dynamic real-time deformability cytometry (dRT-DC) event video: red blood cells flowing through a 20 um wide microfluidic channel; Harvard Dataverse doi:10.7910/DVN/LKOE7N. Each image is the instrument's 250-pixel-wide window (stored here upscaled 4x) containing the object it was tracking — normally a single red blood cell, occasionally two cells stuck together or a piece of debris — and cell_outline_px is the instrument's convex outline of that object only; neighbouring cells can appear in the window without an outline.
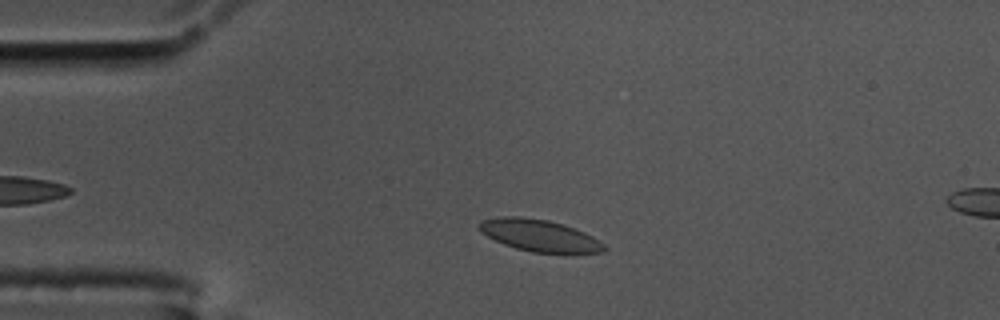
{"species": "common noctule bat (a hibernating species)", "species_latin": "Nyctalus noctula", "temperature_condition": "cold", "stored_images_in_passage": 48, "camera_frame_rate_fps": 3000, "um_per_image_px": 0.085, "animal": {"sex": "male", "body_mass_g": 17.5, "forearm_length_mm": 52.3}, "frame": {"image": 1, "passage_image": 8, "time_ms": 2.333, "image_size_px": [1000, 320], "cell_outline_px": [[608, 248], [604, 252], [532, 252], [516, 248], [504, 244], [480, 232], [476, 224], [480, 220], [500, 216], [520, 216], [548, 220], [564, 224], [584, 232], [592, 236], [604, 244]], "centroid_in_image_um": [45.81, 19.99], "position_along_channel_um": 39.2, "area_um2": 23.12}}
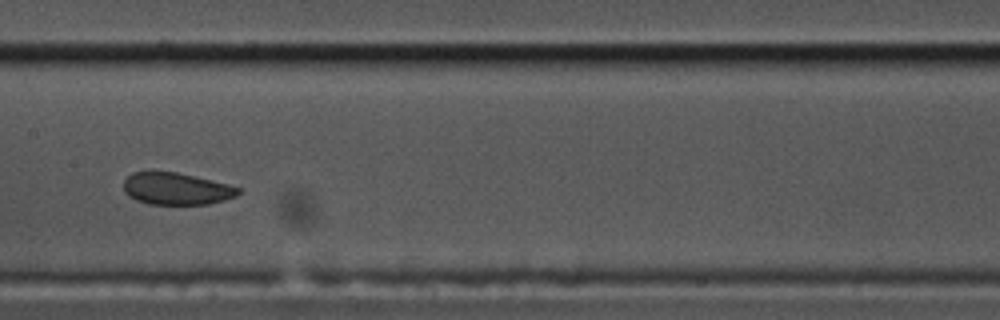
{"frame": {"image": 2, "passage_image": 24, "time_ms": 7.667, "image_size_px": [1000, 320], "cell_outline_px": [[240, 192], [236, 196], [224, 200], [208, 204], [148, 204], [136, 200], [128, 196], [124, 192], [124, 180], [132, 172], [176, 172], [228, 184], [240, 188]], "centroid_in_image_um": [14.97, 16.05], "position_along_channel_um": 192.4, "area_um2": 21.27}}
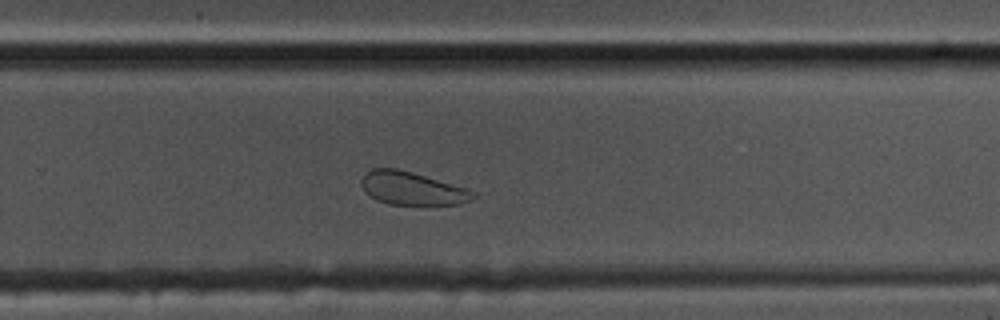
{"frame": {"image": 3, "passage_image": 33, "time_ms": 10.667, "image_size_px": [1000, 320], "cell_outline_px": [[476, 196], [472, 200], [460, 204], [388, 204], [376, 200], [364, 192], [360, 184], [360, 180], [364, 172], [372, 168], [396, 168], [412, 172], [468, 188], [476, 192]], "centroid_in_image_um": [35.0, 16.0], "position_along_channel_um": 294.8, "area_um2": 21.79}, "authors_computed_cell_mechanics": {"area_um2": 22.8888, "velocity_mm_per_s": 3.4169, "shape_relaxation_time_tau1_ms": 2.5452, "shape_relaxation_time_tau2_ms": null, "deformation_change_tau1": 0.0667, "deformation_change_tau2": null}}